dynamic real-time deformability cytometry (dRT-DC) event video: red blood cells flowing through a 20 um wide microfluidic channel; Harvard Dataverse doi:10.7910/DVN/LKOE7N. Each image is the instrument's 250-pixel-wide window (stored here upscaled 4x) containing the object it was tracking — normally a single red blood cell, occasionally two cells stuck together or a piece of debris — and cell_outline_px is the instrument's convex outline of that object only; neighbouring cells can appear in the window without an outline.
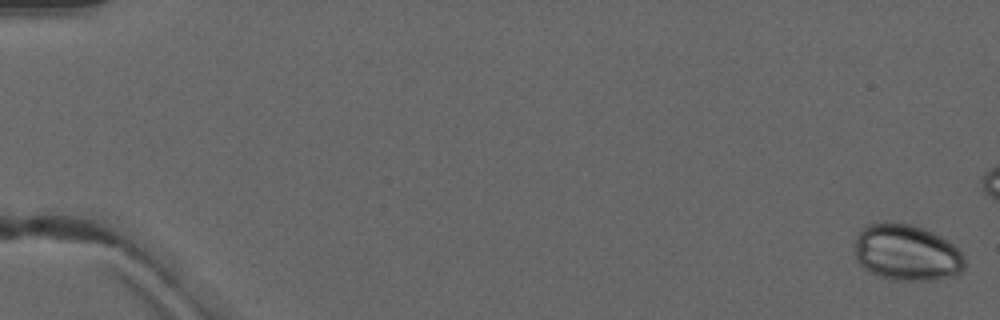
{"species": "common noctule bat (a hibernating species)", "species_latin": "Nyctalus noctula", "temperature_condition": "warm", "stored_images_in_passage": 6, "camera_frame_rate_fps": 3000, "um_per_image_px": 0.085, "animal": {"sex": "male", "forearm_length_mm": 52.5}, "frame": {"image": 1, "passage_image": 1, "time_ms": 0.0, "image_size_px": [1000, 320], "cell_outline_px": [[964, 268], [956, 276], [932, 280], [892, 280], [868, 272], [856, 260], [856, 240], [860, 228], [864, 224], [884, 220], [888, 220], [912, 224], [932, 232], [956, 244], [964, 256]], "centroid_in_image_um": [77.06, 21.44], "position_along_channel_um": 7.9, "area_um2": 36.88}}